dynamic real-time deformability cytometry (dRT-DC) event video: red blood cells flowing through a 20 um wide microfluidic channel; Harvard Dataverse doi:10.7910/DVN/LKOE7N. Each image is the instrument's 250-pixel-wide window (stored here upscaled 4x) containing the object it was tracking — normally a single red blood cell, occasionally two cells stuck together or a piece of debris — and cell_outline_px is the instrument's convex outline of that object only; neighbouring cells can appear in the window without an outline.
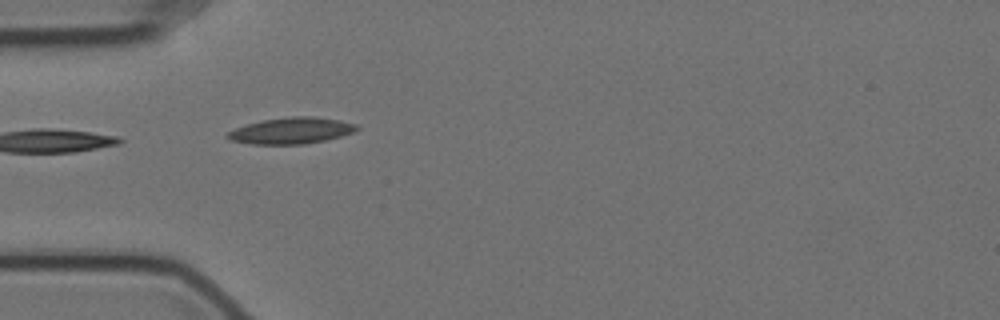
{"species": "Egyptian fruit bat (a non-hibernating species)", "species_latin": "Rousettus aegyptiacus", "temperature_condition": "cold", "stored_images_in_passage": 5, "camera_frame_rate_fps": 3000, "um_per_image_px": 0.085, "animal": {"sex": "female"}, "frame": {"image": 1, "passage_image": 1, "time_ms": 0.0, "image_size_px": [1000, 320], "cell_outline_px": [[360, 128], [352, 132], [340, 136], [324, 140], [304, 144], [252, 144], [228, 140], [224, 136], [228, 132], [236, 128], [248, 124], [264, 120], [292, 116], [312, 116], [340, 120], [356, 124]], "centroid_in_image_um": [24.74, 11.11], "position_along_channel_um": 60.3, "area_um2": 19.65}}